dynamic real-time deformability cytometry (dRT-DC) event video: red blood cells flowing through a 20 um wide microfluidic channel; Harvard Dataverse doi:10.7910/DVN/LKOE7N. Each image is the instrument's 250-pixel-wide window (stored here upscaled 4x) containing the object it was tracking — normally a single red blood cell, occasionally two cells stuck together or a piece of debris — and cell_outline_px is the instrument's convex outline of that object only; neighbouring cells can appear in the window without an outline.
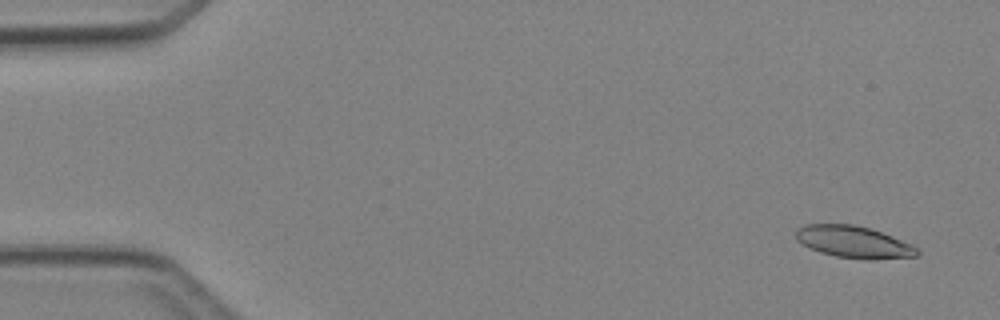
{"species": "Egyptian fruit bat (a non-hibernating species)", "species_latin": "Rousettus aegyptiacus", "temperature_condition": "cold", "stored_images_in_passage": 4, "camera_frame_rate_fps": 3000, "um_per_image_px": 0.085, "animal": {"sex": "female"}, "frame": {"image": 1, "passage_image": 1, "time_ms": 0.0, "image_size_px": [1000, 320], "cell_outline_px": [[920, 252], [916, 256], [872, 260], [864, 260], [836, 256], [820, 252], [808, 248], [796, 240], [796, 228], [804, 224], [852, 224], [872, 228], [912, 244], [920, 248]], "centroid_in_image_um": [72.57, 20.57], "position_along_channel_um": 12.4, "area_um2": 22.95}}
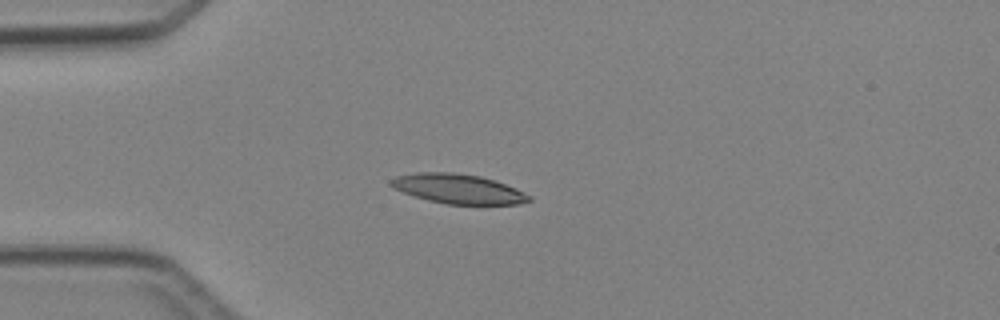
{"frame": {"image": 2, "passage_image": 4, "time_ms": 3.333, "image_size_px": [1000, 320], "cell_outline_px": [[532, 200], [520, 204], [448, 204], [428, 200], [392, 188], [388, 184], [388, 180], [396, 176], [416, 172], [452, 172], [480, 176], [516, 188], [532, 196]], "centroid_in_image_um": [38.92, 16.04], "position_along_channel_um": 46.1, "area_um2": 23.76}}